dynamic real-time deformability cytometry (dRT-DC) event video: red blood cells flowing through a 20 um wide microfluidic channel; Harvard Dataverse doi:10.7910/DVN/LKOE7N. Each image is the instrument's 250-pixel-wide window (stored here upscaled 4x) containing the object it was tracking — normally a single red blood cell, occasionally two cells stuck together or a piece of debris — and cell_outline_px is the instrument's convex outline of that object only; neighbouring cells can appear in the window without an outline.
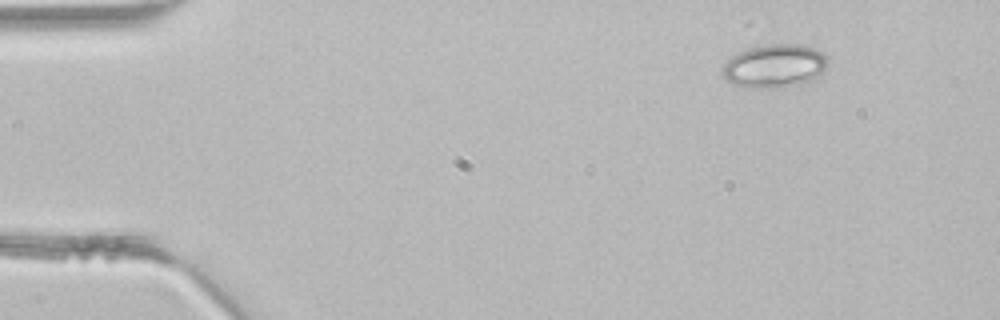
{"species": "common noctule bat (a hibernating species)", "species_latin": "Nyctalus noctula", "temperature_condition": "room temperature", "stored_images_in_passage": 4, "camera_frame_rate_fps": 3000, "um_per_image_px": 0.085, "animal": {"sex": "male", "body_mass_g": 21.5, "forearm_length_mm": 52.0}, "frame": {"image": 1, "passage_image": 1, "time_ms": 0.0, "image_size_px": [1000, 320], "cell_outline_px": [[828, 60], [824, 72], [816, 80], [780, 84], [732, 84], [720, 72], [724, 64], [732, 56], [748, 48], [764, 44], [800, 44], [816, 48], [828, 56]], "centroid_in_image_um": [65.91, 5.51], "position_along_channel_um": 19.1, "area_um2": 25.49}}
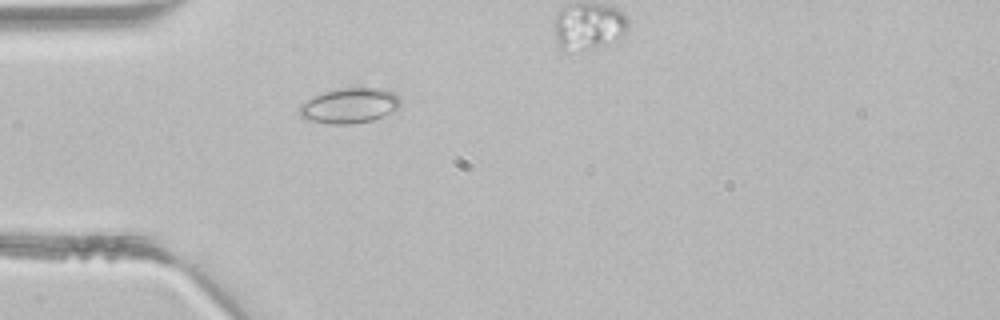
{"frame": {"image": 2, "passage_image": 3, "time_ms": 0.667, "image_size_px": [1000, 320], "cell_outline_px": [[400, 108], [392, 112], [372, 120], [352, 124], [328, 124], [312, 120], [300, 116], [300, 104], [312, 96], [324, 92], [340, 88], [360, 84], [380, 88], [392, 92], [400, 96]], "centroid_in_image_um": [29.76, 8.93], "position_along_channel_um": 55.2, "area_um2": 21.27}}